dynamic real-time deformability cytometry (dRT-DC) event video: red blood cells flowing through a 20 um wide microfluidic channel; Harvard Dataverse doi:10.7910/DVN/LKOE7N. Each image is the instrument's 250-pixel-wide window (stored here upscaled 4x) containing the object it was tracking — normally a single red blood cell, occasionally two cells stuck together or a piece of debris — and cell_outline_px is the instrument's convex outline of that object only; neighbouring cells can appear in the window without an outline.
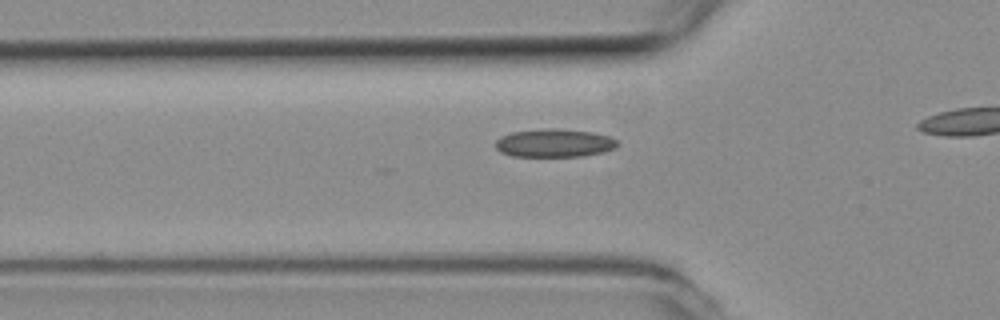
{"species": "common noctule bat (a hibernating species)", "species_latin": "Nyctalus noctula", "temperature_condition": "room temperature", "stored_images_in_passage": 13, "camera_frame_rate_fps": 3000, "um_per_image_px": 0.085, "animal": {"sex": "female", "body_mass_g": 19.3, "forearm_length_mm": 54.1}, "frame": {"image": 1, "passage_image": 4, "time_ms": 1.0, "image_size_px": [1000, 320], "cell_outline_px": [[616, 144], [612, 148], [604, 152], [580, 156], [512, 156], [500, 152], [496, 148], [496, 140], [500, 136], [512, 132], [544, 128], [556, 128], [592, 132], [608, 136], [616, 140]], "centroid_in_image_um": [47.06, 12.15], "position_along_channel_um": 78.7, "area_um2": 19.88}}
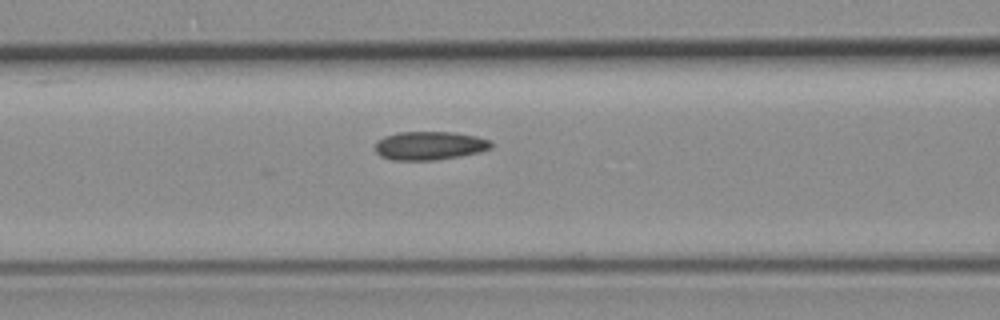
{"frame": {"image": 2, "passage_image": 8, "time_ms": 2.333, "image_size_px": [1000, 320], "cell_outline_px": [[492, 148], [480, 152], [460, 156], [436, 160], [392, 160], [380, 156], [376, 152], [376, 140], [384, 136], [400, 132], [456, 132], [476, 136], [492, 140]], "centroid_in_image_um": [36.53, 12.38], "position_along_channel_um": 130.1, "area_um2": 19.48}}
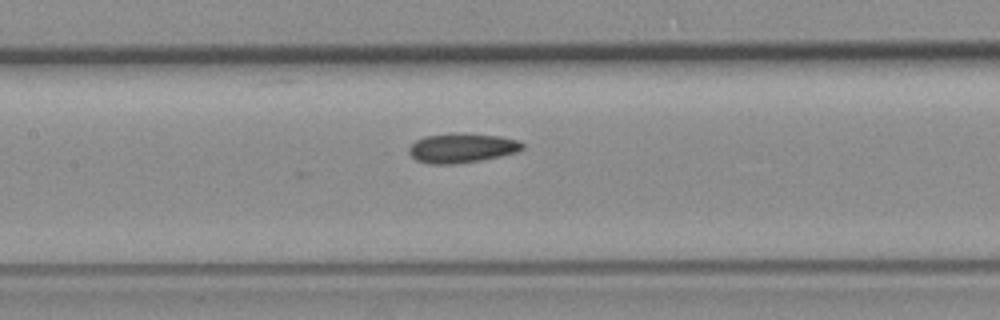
{"frame": {"image": 3, "passage_image": 11, "time_ms": 3.333, "image_size_px": [1000, 320], "cell_outline_px": [[524, 148], [516, 152], [500, 156], [480, 160], [452, 164], [432, 164], [416, 160], [408, 152], [408, 148], [416, 140], [424, 136], [500, 136], [520, 140], [524, 144]], "centroid_in_image_um": [39.27, 12.63], "position_along_channel_um": 168.1, "area_um2": 18.5}}